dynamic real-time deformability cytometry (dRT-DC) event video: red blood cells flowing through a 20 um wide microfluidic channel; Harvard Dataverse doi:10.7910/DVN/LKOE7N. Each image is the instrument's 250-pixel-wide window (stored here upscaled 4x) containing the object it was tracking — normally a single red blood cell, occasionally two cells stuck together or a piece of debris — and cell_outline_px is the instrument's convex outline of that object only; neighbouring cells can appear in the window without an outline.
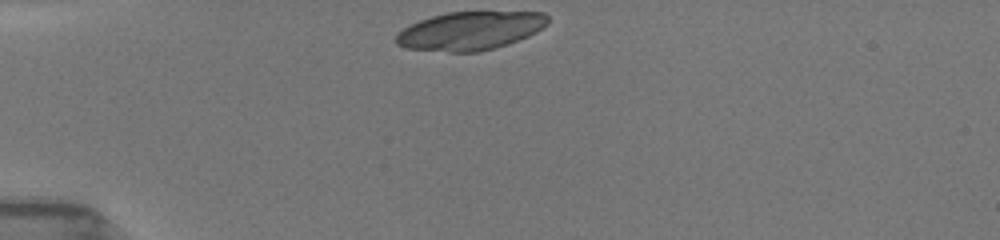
{"species": "common noctule bat (a hibernating species)", "species_latin": "Nyctalus noctula", "temperature_condition": "room temperature", "stored_images_in_passage": 39, "camera_frame_rate_fps": 3000, "um_per_image_px": 0.085, "animal": {"sex": "female", "body_mass_g": 19.5, "forearm_length_mm": 54.1}, "frame": {"image": 1, "passage_image": 1, "time_ms": 0.0, "image_size_px": [1000, 240], "cell_outline_px": [[548, 24], [536, 32], [528, 36], [508, 44], [476, 52], [448, 52], [404, 48], [396, 44], [396, 36], [404, 28], [420, 20], [432, 16], [448, 12], [544, 12], [548, 16]], "centroid_in_image_um": [39.97, 2.62], "position_along_channel_um": 45.0, "area_um2": 33.81}}
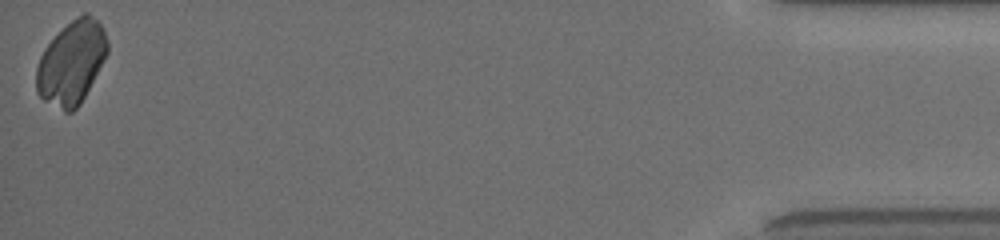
{"frame": {"image": 2, "passage_image": 39, "time_ms": 12.667, "image_size_px": [1000, 240], "cell_outline_px": [[108, 52], [80, 104], [72, 112], [64, 112], [44, 100], [36, 92], [36, 68], [40, 56], [44, 48], [72, 20], [84, 12], [88, 12], [104, 28], [108, 44]], "centroid_in_image_um": [6.07, 5.34], "position_along_channel_um": 429.1, "area_um2": 34.1}}